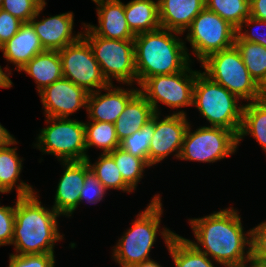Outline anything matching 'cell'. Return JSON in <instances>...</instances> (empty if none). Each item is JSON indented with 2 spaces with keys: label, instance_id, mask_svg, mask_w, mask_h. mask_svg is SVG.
Wrapping results in <instances>:
<instances>
[{
  "label": "cell",
  "instance_id": "obj_41",
  "mask_svg": "<svg viewBox=\"0 0 266 267\" xmlns=\"http://www.w3.org/2000/svg\"><path fill=\"white\" fill-rule=\"evenodd\" d=\"M14 140V136L0 123V148L10 145Z\"/></svg>",
  "mask_w": 266,
  "mask_h": 267
},
{
  "label": "cell",
  "instance_id": "obj_43",
  "mask_svg": "<svg viewBox=\"0 0 266 267\" xmlns=\"http://www.w3.org/2000/svg\"><path fill=\"white\" fill-rule=\"evenodd\" d=\"M131 267H163V266H161L159 263H157L156 261L152 259L146 262L135 264Z\"/></svg>",
  "mask_w": 266,
  "mask_h": 267
},
{
  "label": "cell",
  "instance_id": "obj_30",
  "mask_svg": "<svg viewBox=\"0 0 266 267\" xmlns=\"http://www.w3.org/2000/svg\"><path fill=\"white\" fill-rule=\"evenodd\" d=\"M122 174L124 182L134 191L138 182L144 177L145 168L150 166L142 159L134 156L123 149L116 148L108 153Z\"/></svg>",
  "mask_w": 266,
  "mask_h": 267
},
{
  "label": "cell",
  "instance_id": "obj_1",
  "mask_svg": "<svg viewBox=\"0 0 266 267\" xmlns=\"http://www.w3.org/2000/svg\"><path fill=\"white\" fill-rule=\"evenodd\" d=\"M241 221L233 207L191 218L189 224L197 242L188 240L217 264L239 267L251 259V233L244 232Z\"/></svg>",
  "mask_w": 266,
  "mask_h": 267
},
{
  "label": "cell",
  "instance_id": "obj_23",
  "mask_svg": "<svg viewBox=\"0 0 266 267\" xmlns=\"http://www.w3.org/2000/svg\"><path fill=\"white\" fill-rule=\"evenodd\" d=\"M24 71L37 83L38 93L63 77L62 61L58 51L45 50L34 56L18 72Z\"/></svg>",
  "mask_w": 266,
  "mask_h": 267
},
{
  "label": "cell",
  "instance_id": "obj_39",
  "mask_svg": "<svg viewBox=\"0 0 266 267\" xmlns=\"http://www.w3.org/2000/svg\"><path fill=\"white\" fill-rule=\"evenodd\" d=\"M23 22L0 8V47L9 41Z\"/></svg>",
  "mask_w": 266,
  "mask_h": 267
},
{
  "label": "cell",
  "instance_id": "obj_7",
  "mask_svg": "<svg viewBox=\"0 0 266 267\" xmlns=\"http://www.w3.org/2000/svg\"><path fill=\"white\" fill-rule=\"evenodd\" d=\"M82 36L89 43L94 57L100 65L101 71L109 84L113 78L121 84L132 87L137 83L135 66L134 40H116L97 36L83 23Z\"/></svg>",
  "mask_w": 266,
  "mask_h": 267
},
{
  "label": "cell",
  "instance_id": "obj_34",
  "mask_svg": "<svg viewBox=\"0 0 266 267\" xmlns=\"http://www.w3.org/2000/svg\"><path fill=\"white\" fill-rule=\"evenodd\" d=\"M41 4L37 0H3L0 8L22 22H29Z\"/></svg>",
  "mask_w": 266,
  "mask_h": 267
},
{
  "label": "cell",
  "instance_id": "obj_46",
  "mask_svg": "<svg viewBox=\"0 0 266 267\" xmlns=\"http://www.w3.org/2000/svg\"><path fill=\"white\" fill-rule=\"evenodd\" d=\"M41 5H46L47 2L45 0H37Z\"/></svg>",
  "mask_w": 266,
  "mask_h": 267
},
{
  "label": "cell",
  "instance_id": "obj_26",
  "mask_svg": "<svg viewBox=\"0 0 266 267\" xmlns=\"http://www.w3.org/2000/svg\"><path fill=\"white\" fill-rule=\"evenodd\" d=\"M166 247L175 267H216L212 259L178 234L172 237Z\"/></svg>",
  "mask_w": 266,
  "mask_h": 267
},
{
  "label": "cell",
  "instance_id": "obj_19",
  "mask_svg": "<svg viewBox=\"0 0 266 267\" xmlns=\"http://www.w3.org/2000/svg\"><path fill=\"white\" fill-rule=\"evenodd\" d=\"M7 62L15 65L19 71L34 56L44 52L39 37L30 22H23L18 32L0 47Z\"/></svg>",
  "mask_w": 266,
  "mask_h": 267
},
{
  "label": "cell",
  "instance_id": "obj_14",
  "mask_svg": "<svg viewBox=\"0 0 266 267\" xmlns=\"http://www.w3.org/2000/svg\"><path fill=\"white\" fill-rule=\"evenodd\" d=\"M89 93L62 77L39 92L46 117L69 118L82 107L87 109Z\"/></svg>",
  "mask_w": 266,
  "mask_h": 267
},
{
  "label": "cell",
  "instance_id": "obj_45",
  "mask_svg": "<svg viewBox=\"0 0 266 267\" xmlns=\"http://www.w3.org/2000/svg\"><path fill=\"white\" fill-rule=\"evenodd\" d=\"M261 99L266 101V82L261 87Z\"/></svg>",
  "mask_w": 266,
  "mask_h": 267
},
{
  "label": "cell",
  "instance_id": "obj_8",
  "mask_svg": "<svg viewBox=\"0 0 266 267\" xmlns=\"http://www.w3.org/2000/svg\"><path fill=\"white\" fill-rule=\"evenodd\" d=\"M45 119L47 126L40 130L35 148L43 154L56 156L60 162L83 161L89 157L86 152L84 122L70 118Z\"/></svg>",
  "mask_w": 266,
  "mask_h": 267
},
{
  "label": "cell",
  "instance_id": "obj_5",
  "mask_svg": "<svg viewBox=\"0 0 266 267\" xmlns=\"http://www.w3.org/2000/svg\"><path fill=\"white\" fill-rule=\"evenodd\" d=\"M239 98L214 82L203 72L197 73L193 89V105L210 127L231 130L237 137L242 125L243 107Z\"/></svg>",
  "mask_w": 266,
  "mask_h": 267
},
{
  "label": "cell",
  "instance_id": "obj_42",
  "mask_svg": "<svg viewBox=\"0 0 266 267\" xmlns=\"http://www.w3.org/2000/svg\"><path fill=\"white\" fill-rule=\"evenodd\" d=\"M4 69L5 72L2 70V67L0 66V88H11L13 82L9 78V75H11V70H9L7 67ZM9 70V72H7ZM8 73V74H7Z\"/></svg>",
  "mask_w": 266,
  "mask_h": 267
},
{
  "label": "cell",
  "instance_id": "obj_37",
  "mask_svg": "<svg viewBox=\"0 0 266 267\" xmlns=\"http://www.w3.org/2000/svg\"><path fill=\"white\" fill-rule=\"evenodd\" d=\"M252 28L255 26H266V21L264 20H260L257 18H253V17H248L246 18L241 25L239 26V28L237 29L236 35L243 41H247V42H252V43H257L260 44L264 47H266V33H262L259 32L258 30H252L249 31L248 29H246V27H251ZM243 27H245L244 32L243 31ZM257 29V28H256ZM253 31V32H252Z\"/></svg>",
  "mask_w": 266,
  "mask_h": 267
},
{
  "label": "cell",
  "instance_id": "obj_6",
  "mask_svg": "<svg viewBox=\"0 0 266 267\" xmlns=\"http://www.w3.org/2000/svg\"><path fill=\"white\" fill-rule=\"evenodd\" d=\"M201 66L206 76L239 99L248 102L261 99V87L251 77L235 45L209 55Z\"/></svg>",
  "mask_w": 266,
  "mask_h": 267
},
{
  "label": "cell",
  "instance_id": "obj_36",
  "mask_svg": "<svg viewBox=\"0 0 266 267\" xmlns=\"http://www.w3.org/2000/svg\"><path fill=\"white\" fill-rule=\"evenodd\" d=\"M251 233V259L266 263V221L261 222L253 229L250 228Z\"/></svg>",
  "mask_w": 266,
  "mask_h": 267
},
{
  "label": "cell",
  "instance_id": "obj_4",
  "mask_svg": "<svg viewBox=\"0 0 266 267\" xmlns=\"http://www.w3.org/2000/svg\"><path fill=\"white\" fill-rule=\"evenodd\" d=\"M160 194L154 195L144 211L137 215L132 226L123 233V236L114 246L112 257L120 267H131L135 264L146 262L156 242L157 234L161 233L166 246L176 234L169 228L159 230L163 208Z\"/></svg>",
  "mask_w": 266,
  "mask_h": 267
},
{
  "label": "cell",
  "instance_id": "obj_16",
  "mask_svg": "<svg viewBox=\"0 0 266 267\" xmlns=\"http://www.w3.org/2000/svg\"><path fill=\"white\" fill-rule=\"evenodd\" d=\"M102 89L91 92L87 98V114L91 121L115 123L127 103L139 92L138 88H121L109 84Z\"/></svg>",
  "mask_w": 266,
  "mask_h": 267
},
{
  "label": "cell",
  "instance_id": "obj_32",
  "mask_svg": "<svg viewBox=\"0 0 266 267\" xmlns=\"http://www.w3.org/2000/svg\"><path fill=\"white\" fill-rule=\"evenodd\" d=\"M154 134V115L152 119L132 135L120 141V148L142 158L149 165V145Z\"/></svg>",
  "mask_w": 266,
  "mask_h": 267
},
{
  "label": "cell",
  "instance_id": "obj_17",
  "mask_svg": "<svg viewBox=\"0 0 266 267\" xmlns=\"http://www.w3.org/2000/svg\"><path fill=\"white\" fill-rule=\"evenodd\" d=\"M61 164L64 173L59 179L52 208L62 216L71 217L79 206L85 180V160L61 161Z\"/></svg>",
  "mask_w": 266,
  "mask_h": 267
},
{
  "label": "cell",
  "instance_id": "obj_27",
  "mask_svg": "<svg viewBox=\"0 0 266 267\" xmlns=\"http://www.w3.org/2000/svg\"><path fill=\"white\" fill-rule=\"evenodd\" d=\"M234 45L255 82L262 87L266 82V47L241 40L237 35Z\"/></svg>",
  "mask_w": 266,
  "mask_h": 267
},
{
  "label": "cell",
  "instance_id": "obj_15",
  "mask_svg": "<svg viewBox=\"0 0 266 267\" xmlns=\"http://www.w3.org/2000/svg\"><path fill=\"white\" fill-rule=\"evenodd\" d=\"M44 8L45 5H41L36 15L29 21L44 50L59 51L82 36V31L76 35L73 33V12L60 13L55 16L50 15V17H43L39 21L37 19Z\"/></svg>",
  "mask_w": 266,
  "mask_h": 267
},
{
  "label": "cell",
  "instance_id": "obj_3",
  "mask_svg": "<svg viewBox=\"0 0 266 267\" xmlns=\"http://www.w3.org/2000/svg\"><path fill=\"white\" fill-rule=\"evenodd\" d=\"M180 32L159 28L137 34L134 40L137 84L156 75L183 71L192 60Z\"/></svg>",
  "mask_w": 266,
  "mask_h": 267
},
{
  "label": "cell",
  "instance_id": "obj_24",
  "mask_svg": "<svg viewBox=\"0 0 266 267\" xmlns=\"http://www.w3.org/2000/svg\"><path fill=\"white\" fill-rule=\"evenodd\" d=\"M124 12L128 26L135 35L161 28L158 1L131 0L124 4Z\"/></svg>",
  "mask_w": 266,
  "mask_h": 267
},
{
  "label": "cell",
  "instance_id": "obj_18",
  "mask_svg": "<svg viewBox=\"0 0 266 267\" xmlns=\"http://www.w3.org/2000/svg\"><path fill=\"white\" fill-rule=\"evenodd\" d=\"M96 3L98 26L86 24L97 36L116 40H133L135 34L130 30L120 0H92Z\"/></svg>",
  "mask_w": 266,
  "mask_h": 267
},
{
  "label": "cell",
  "instance_id": "obj_44",
  "mask_svg": "<svg viewBox=\"0 0 266 267\" xmlns=\"http://www.w3.org/2000/svg\"><path fill=\"white\" fill-rule=\"evenodd\" d=\"M247 264H249V266ZM239 267H266V263H259L250 259L247 262L240 265Z\"/></svg>",
  "mask_w": 266,
  "mask_h": 267
},
{
  "label": "cell",
  "instance_id": "obj_22",
  "mask_svg": "<svg viewBox=\"0 0 266 267\" xmlns=\"http://www.w3.org/2000/svg\"><path fill=\"white\" fill-rule=\"evenodd\" d=\"M155 111L147 99L138 92L125 106L114 123L118 140L132 135L147 124Z\"/></svg>",
  "mask_w": 266,
  "mask_h": 267
},
{
  "label": "cell",
  "instance_id": "obj_38",
  "mask_svg": "<svg viewBox=\"0 0 266 267\" xmlns=\"http://www.w3.org/2000/svg\"><path fill=\"white\" fill-rule=\"evenodd\" d=\"M15 223V204L13 206L0 205V246L11 245Z\"/></svg>",
  "mask_w": 266,
  "mask_h": 267
},
{
  "label": "cell",
  "instance_id": "obj_40",
  "mask_svg": "<svg viewBox=\"0 0 266 267\" xmlns=\"http://www.w3.org/2000/svg\"><path fill=\"white\" fill-rule=\"evenodd\" d=\"M251 17L266 21V0H250Z\"/></svg>",
  "mask_w": 266,
  "mask_h": 267
},
{
  "label": "cell",
  "instance_id": "obj_20",
  "mask_svg": "<svg viewBox=\"0 0 266 267\" xmlns=\"http://www.w3.org/2000/svg\"><path fill=\"white\" fill-rule=\"evenodd\" d=\"M161 28L184 33L205 8V0H157Z\"/></svg>",
  "mask_w": 266,
  "mask_h": 267
},
{
  "label": "cell",
  "instance_id": "obj_28",
  "mask_svg": "<svg viewBox=\"0 0 266 267\" xmlns=\"http://www.w3.org/2000/svg\"><path fill=\"white\" fill-rule=\"evenodd\" d=\"M86 149L96 147L103 150V154L119 148L115 126L113 123L92 121L85 122Z\"/></svg>",
  "mask_w": 266,
  "mask_h": 267
},
{
  "label": "cell",
  "instance_id": "obj_31",
  "mask_svg": "<svg viewBox=\"0 0 266 267\" xmlns=\"http://www.w3.org/2000/svg\"><path fill=\"white\" fill-rule=\"evenodd\" d=\"M205 7L236 29L246 18L251 17L250 0H205Z\"/></svg>",
  "mask_w": 266,
  "mask_h": 267
},
{
  "label": "cell",
  "instance_id": "obj_9",
  "mask_svg": "<svg viewBox=\"0 0 266 267\" xmlns=\"http://www.w3.org/2000/svg\"><path fill=\"white\" fill-rule=\"evenodd\" d=\"M189 124L179 160L214 163L234 154L238 148V137L222 127L201 126L191 130Z\"/></svg>",
  "mask_w": 266,
  "mask_h": 267
},
{
  "label": "cell",
  "instance_id": "obj_33",
  "mask_svg": "<svg viewBox=\"0 0 266 267\" xmlns=\"http://www.w3.org/2000/svg\"><path fill=\"white\" fill-rule=\"evenodd\" d=\"M106 191L107 189L98 180L96 175L89 168L88 162L85 160V180L80 193L79 205L84 200L90 204H97L103 200Z\"/></svg>",
  "mask_w": 266,
  "mask_h": 267
},
{
  "label": "cell",
  "instance_id": "obj_35",
  "mask_svg": "<svg viewBox=\"0 0 266 267\" xmlns=\"http://www.w3.org/2000/svg\"><path fill=\"white\" fill-rule=\"evenodd\" d=\"M9 267H55V254H10Z\"/></svg>",
  "mask_w": 266,
  "mask_h": 267
},
{
  "label": "cell",
  "instance_id": "obj_21",
  "mask_svg": "<svg viewBox=\"0 0 266 267\" xmlns=\"http://www.w3.org/2000/svg\"><path fill=\"white\" fill-rule=\"evenodd\" d=\"M15 144H17L16 139L10 145L0 148V193H10L15 186L17 197L29 196L36 191L31 185L19 179L23 169V158L18 156V148L9 147Z\"/></svg>",
  "mask_w": 266,
  "mask_h": 267
},
{
  "label": "cell",
  "instance_id": "obj_2",
  "mask_svg": "<svg viewBox=\"0 0 266 267\" xmlns=\"http://www.w3.org/2000/svg\"><path fill=\"white\" fill-rule=\"evenodd\" d=\"M37 193L17 197L12 244L15 254H54L55 243L64 235L58 229L61 216L52 207H43Z\"/></svg>",
  "mask_w": 266,
  "mask_h": 267
},
{
  "label": "cell",
  "instance_id": "obj_12",
  "mask_svg": "<svg viewBox=\"0 0 266 267\" xmlns=\"http://www.w3.org/2000/svg\"><path fill=\"white\" fill-rule=\"evenodd\" d=\"M58 52L62 61L64 78L83 87L88 93L104 89L109 85L89 43L83 36Z\"/></svg>",
  "mask_w": 266,
  "mask_h": 267
},
{
  "label": "cell",
  "instance_id": "obj_13",
  "mask_svg": "<svg viewBox=\"0 0 266 267\" xmlns=\"http://www.w3.org/2000/svg\"><path fill=\"white\" fill-rule=\"evenodd\" d=\"M160 116V113L154 114V134L149 145L150 167L159 164L174 152V157L179 159L183 139L190 124L183 110L173 112L162 119Z\"/></svg>",
  "mask_w": 266,
  "mask_h": 267
},
{
  "label": "cell",
  "instance_id": "obj_11",
  "mask_svg": "<svg viewBox=\"0 0 266 267\" xmlns=\"http://www.w3.org/2000/svg\"><path fill=\"white\" fill-rule=\"evenodd\" d=\"M189 64L183 71L170 75H156L147 78L139 87V92L147 99L155 113H160V103L172 109L192 106L193 89L198 70Z\"/></svg>",
  "mask_w": 266,
  "mask_h": 267
},
{
  "label": "cell",
  "instance_id": "obj_10",
  "mask_svg": "<svg viewBox=\"0 0 266 267\" xmlns=\"http://www.w3.org/2000/svg\"><path fill=\"white\" fill-rule=\"evenodd\" d=\"M185 40L200 63L209 55L234 45L237 29L206 7L186 29Z\"/></svg>",
  "mask_w": 266,
  "mask_h": 267
},
{
  "label": "cell",
  "instance_id": "obj_25",
  "mask_svg": "<svg viewBox=\"0 0 266 267\" xmlns=\"http://www.w3.org/2000/svg\"><path fill=\"white\" fill-rule=\"evenodd\" d=\"M247 135L254 137L266 152V101L262 99L247 102L243 107L238 144Z\"/></svg>",
  "mask_w": 266,
  "mask_h": 267
},
{
  "label": "cell",
  "instance_id": "obj_29",
  "mask_svg": "<svg viewBox=\"0 0 266 267\" xmlns=\"http://www.w3.org/2000/svg\"><path fill=\"white\" fill-rule=\"evenodd\" d=\"M89 168L96 175L98 180L109 189L121 190L122 192H134L123 180L122 174L116 166L114 159L108 154H103L98 157V160L91 164L90 158L86 159Z\"/></svg>",
  "mask_w": 266,
  "mask_h": 267
}]
</instances>
